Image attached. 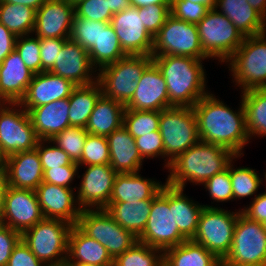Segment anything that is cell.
<instances>
[{"mask_svg":"<svg viewBox=\"0 0 266 266\" xmlns=\"http://www.w3.org/2000/svg\"><path fill=\"white\" fill-rule=\"evenodd\" d=\"M169 108V96L165 79L152 62L143 72L131 99L125 109L161 111Z\"/></svg>","mask_w":266,"mask_h":266,"instance_id":"obj_21","label":"cell"},{"mask_svg":"<svg viewBox=\"0 0 266 266\" xmlns=\"http://www.w3.org/2000/svg\"><path fill=\"white\" fill-rule=\"evenodd\" d=\"M7 266H46L21 239L14 247Z\"/></svg>","mask_w":266,"mask_h":266,"instance_id":"obj_54","label":"cell"},{"mask_svg":"<svg viewBox=\"0 0 266 266\" xmlns=\"http://www.w3.org/2000/svg\"><path fill=\"white\" fill-rule=\"evenodd\" d=\"M88 54L92 65L98 70L126 56L110 23L106 26H99L98 40Z\"/></svg>","mask_w":266,"mask_h":266,"instance_id":"obj_36","label":"cell"},{"mask_svg":"<svg viewBox=\"0 0 266 266\" xmlns=\"http://www.w3.org/2000/svg\"><path fill=\"white\" fill-rule=\"evenodd\" d=\"M4 168V158L0 155V172H3Z\"/></svg>","mask_w":266,"mask_h":266,"instance_id":"obj_64","label":"cell"},{"mask_svg":"<svg viewBox=\"0 0 266 266\" xmlns=\"http://www.w3.org/2000/svg\"><path fill=\"white\" fill-rule=\"evenodd\" d=\"M161 111H143L125 109L123 114V126L135 139L153 131L159 130Z\"/></svg>","mask_w":266,"mask_h":266,"instance_id":"obj_39","label":"cell"},{"mask_svg":"<svg viewBox=\"0 0 266 266\" xmlns=\"http://www.w3.org/2000/svg\"><path fill=\"white\" fill-rule=\"evenodd\" d=\"M68 39L42 38L40 39L41 72H49Z\"/></svg>","mask_w":266,"mask_h":266,"instance_id":"obj_51","label":"cell"},{"mask_svg":"<svg viewBox=\"0 0 266 266\" xmlns=\"http://www.w3.org/2000/svg\"><path fill=\"white\" fill-rule=\"evenodd\" d=\"M262 224H263V226H264L265 229H266V220H265Z\"/></svg>","mask_w":266,"mask_h":266,"instance_id":"obj_67","label":"cell"},{"mask_svg":"<svg viewBox=\"0 0 266 266\" xmlns=\"http://www.w3.org/2000/svg\"><path fill=\"white\" fill-rule=\"evenodd\" d=\"M234 161L229 164V174L232 184L233 199L239 200L248 196H253L259 190L263 182L255 169L248 167H236L234 169Z\"/></svg>","mask_w":266,"mask_h":266,"instance_id":"obj_40","label":"cell"},{"mask_svg":"<svg viewBox=\"0 0 266 266\" xmlns=\"http://www.w3.org/2000/svg\"><path fill=\"white\" fill-rule=\"evenodd\" d=\"M75 87L76 85L71 81L51 72L34 74L19 104L23 108H34L59 99L69 98Z\"/></svg>","mask_w":266,"mask_h":266,"instance_id":"obj_23","label":"cell"},{"mask_svg":"<svg viewBox=\"0 0 266 266\" xmlns=\"http://www.w3.org/2000/svg\"><path fill=\"white\" fill-rule=\"evenodd\" d=\"M204 188L214 202H227L233 200L232 184L229 174V166L224 171L215 174L204 182Z\"/></svg>","mask_w":266,"mask_h":266,"instance_id":"obj_48","label":"cell"},{"mask_svg":"<svg viewBox=\"0 0 266 266\" xmlns=\"http://www.w3.org/2000/svg\"><path fill=\"white\" fill-rule=\"evenodd\" d=\"M152 60L167 84L169 108L193 107L208 94L204 60L174 55L154 56Z\"/></svg>","mask_w":266,"mask_h":266,"instance_id":"obj_3","label":"cell"},{"mask_svg":"<svg viewBox=\"0 0 266 266\" xmlns=\"http://www.w3.org/2000/svg\"><path fill=\"white\" fill-rule=\"evenodd\" d=\"M152 62V56L126 55L100 68L97 70V81L102 94L125 105L133 96L144 70Z\"/></svg>","mask_w":266,"mask_h":266,"instance_id":"obj_7","label":"cell"},{"mask_svg":"<svg viewBox=\"0 0 266 266\" xmlns=\"http://www.w3.org/2000/svg\"><path fill=\"white\" fill-rule=\"evenodd\" d=\"M97 70L91 63L88 51L78 43L68 39L49 72L66 78L76 86H83L97 81Z\"/></svg>","mask_w":266,"mask_h":266,"instance_id":"obj_18","label":"cell"},{"mask_svg":"<svg viewBox=\"0 0 266 266\" xmlns=\"http://www.w3.org/2000/svg\"><path fill=\"white\" fill-rule=\"evenodd\" d=\"M6 185L17 189L36 190L43 182V169L36 149L17 152L4 159Z\"/></svg>","mask_w":266,"mask_h":266,"instance_id":"obj_22","label":"cell"},{"mask_svg":"<svg viewBox=\"0 0 266 266\" xmlns=\"http://www.w3.org/2000/svg\"><path fill=\"white\" fill-rule=\"evenodd\" d=\"M73 225L44 218L21 234L31 252L46 266L66 263L68 238Z\"/></svg>","mask_w":266,"mask_h":266,"instance_id":"obj_4","label":"cell"},{"mask_svg":"<svg viewBox=\"0 0 266 266\" xmlns=\"http://www.w3.org/2000/svg\"><path fill=\"white\" fill-rule=\"evenodd\" d=\"M233 111L223 101L209 92L192 107L197 118L199 140L229 149L237 156H243L245 144H249L245 109ZM237 111V112H236Z\"/></svg>","mask_w":266,"mask_h":266,"instance_id":"obj_1","label":"cell"},{"mask_svg":"<svg viewBox=\"0 0 266 266\" xmlns=\"http://www.w3.org/2000/svg\"><path fill=\"white\" fill-rule=\"evenodd\" d=\"M226 63L241 92L266 88V32L244 37Z\"/></svg>","mask_w":266,"mask_h":266,"instance_id":"obj_5","label":"cell"},{"mask_svg":"<svg viewBox=\"0 0 266 266\" xmlns=\"http://www.w3.org/2000/svg\"><path fill=\"white\" fill-rule=\"evenodd\" d=\"M77 226L89 237L100 242L115 259L127 251L138 238L117 224L106 209H84Z\"/></svg>","mask_w":266,"mask_h":266,"instance_id":"obj_14","label":"cell"},{"mask_svg":"<svg viewBox=\"0 0 266 266\" xmlns=\"http://www.w3.org/2000/svg\"><path fill=\"white\" fill-rule=\"evenodd\" d=\"M110 12L114 15L124 11L131 6L130 0H107Z\"/></svg>","mask_w":266,"mask_h":266,"instance_id":"obj_57","label":"cell"},{"mask_svg":"<svg viewBox=\"0 0 266 266\" xmlns=\"http://www.w3.org/2000/svg\"><path fill=\"white\" fill-rule=\"evenodd\" d=\"M44 219L35 190L5 187L0 222L23 233Z\"/></svg>","mask_w":266,"mask_h":266,"instance_id":"obj_15","label":"cell"},{"mask_svg":"<svg viewBox=\"0 0 266 266\" xmlns=\"http://www.w3.org/2000/svg\"><path fill=\"white\" fill-rule=\"evenodd\" d=\"M38 141L28 112L19 103L4 102L0 106V155L5 159L34 150Z\"/></svg>","mask_w":266,"mask_h":266,"instance_id":"obj_13","label":"cell"},{"mask_svg":"<svg viewBox=\"0 0 266 266\" xmlns=\"http://www.w3.org/2000/svg\"><path fill=\"white\" fill-rule=\"evenodd\" d=\"M166 185L136 173H118L109 202H138L153 199Z\"/></svg>","mask_w":266,"mask_h":266,"instance_id":"obj_28","label":"cell"},{"mask_svg":"<svg viewBox=\"0 0 266 266\" xmlns=\"http://www.w3.org/2000/svg\"><path fill=\"white\" fill-rule=\"evenodd\" d=\"M184 189L169 186V207H174V222L189 240L195 236L200 214L204 208L183 193Z\"/></svg>","mask_w":266,"mask_h":266,"instance_id":"obj_32","label":"cell"},{"mask_svg":"<svg viewBox=\"0 0 266 266\" xmlns=\"http://www.w3.org/2000/svg\"><path fill=\"white\" fill-rule=\"evenodd\" d=\"M239 211L231 212L213 205H204L193 241L214 253L221 261L229 253Z\"/></svg>","mask_w":266,"mask_h":266,"instance_id":"obj_11","label":"cell"},{"mask_svg":"<svg viewBox=\"0 0 266 266\" xmlns=\"http://www.w3.org/2000/svg\"><path fill=\"white\" fill-rule=\"evenodd\" d=\"M36 10L0 0V23L16 36L33 34L35 28Z\"/></svg>","mask_w":266,"mask_h":266,"instance_id":"obj_37","label":"cell"},{"mask_svg":"<svg viewBox=\"0 0 266 266\" xmlns=\"http://www.w3.org/2000/svg\"><path fill=\"white\" fill-rule=\"evenodd\" d=\"M163 266H222V261L189 239L163 252Z\"/></svg>","mask_w":266,"mask_h":266,"instance_id":"obj_31","label":"cell"},{"mask_svg":"<svg viewBox=\"0 0 266 266\" xmlns=\"http://www.w3.org/2000/svg\"><path fill=\"white\" fill-rule=\"evenodd\" d=\"M21 240V233L0 223V266H7L14 247Z\"/></svg>","mask_w":266,"mask_h":266,"instance_id":"obj_53","label":"cell"},{"mask_svg":"<svg viewBox=\"0 0 266 266\" xmlns=\"http://www.w3.org/2000/svg\"><path fill=\"white\" fill-rule=\"evenodd\" d=\"M76 200L84 209H105L108 206L113 184L118 174L110 164L86 166Z\"/></svg>","mask_w":266,"mask_h":266,"instance_id":"obj_17","label":"cell"},{"mask_svg":"<svg viewBox=\"0 0 266 266\" xmlns=\"http://www.w3.org/2000/svg\"><path fill=\"white\" fill-rule=\"evenodd\" d=\"M33 75L14 49L0 64V101L19 103Z\"/></svg>","mask_w":266,"mask_h":266,"instance_id":"obj_24","label":"cell"},{"mask_svg":"<svg viewBox=\"0 0 266 266\" xmlns=\"http://www.w3.org/2000/svg\"><path fill=\"white\" fill-rule=\"evenodd\" d=\"M215 9L224 14L244 37L266 32V19L247 0H215Z\"/></svg>","mask_w":266,"mask_h":266,"instance_id":"obj_29","label":"cell"},{"mask_svg":"<svg viewBox=\"0 0 266 266\" xmlns=\"http://www.w3.org/2000/svg\"><path fill=\"white\" fill-rule=\"evenodd\" d=\"M159 131L164 143V167L199 141L197 118L192 107L161 110ZM166 158V159H165Z\"/></svg>","mask_w":266,"mask_h":266,"instance_id":"obj_6","label":"cell"},{"mask_svg":"<svg viewBox=\"0 0 266 266\" xmlns=\"http://www.w3.org/2000/svg\"><path fill=\"white\" fill-rule=\"evenodd\" d=\"M79 165H65L60 168L43 169V182L72 188L71 183L78 176Z\"/></svg>","mask_w":266,"mask_h":266,"instance_id":"obj_52","label":"cell"},{"mask_svg":"<svg viewBox=\"0 0 266 266\" xmlns=\"http://www.w3.org/2000/svg\"><path fill=\"white\" fill-rule=\"evenodd\" d=\"M187 56L205 60L196 24L175 18L170 14L154 36L151 56Z\"/></svg>","mask_w":266,"mask_h":266,"instance_id":"obj_12","label":"cell"},{"mask_svg":"<svg viewBox=\"0 0 266 266\" xmlns=\"http://www.w3.org/2000/svg\"><path fill=\"white\" fill-rule=\"evenodd\" d=\"M79 167L110 164L109 145L106 136L87 134Z\"/></svg>","mask_w":266,"mask_h":266,"instance_id":"obj_42","label":"cell"},{"mask_svg":"<svg viewBox=\"0 0 266 266\" xmlns=\"http://www.w3.org/2000/svg\"><path fill=\"white\" fill-rule=\"evenodd\" d=\"M75 16L93 21L110 23L113 14L107 0H80L74 4Z\"/></svg>","mask_w":266,"mask_h":266,"instance_id":"obj_46","label":"cell"},{"mask_svg":"<svg viewBox=\"0 0 266 266\" xmlns=\"http://www.w3.org/2000/svg\"><path fill=\"white\" fill-rule=\"evenodd\" d=\"M152 199L136 202H109L105 208L114 221L138 237L146 226Z\"/></svg>","mask_w":266,"mask_h":266,"instance_id":"obj_33","label":"cell"},{"mask_svg":"<svg viewBox=\"0 0 266 266\" xmlns=\"http://www.w3.org/2000/svg\"><path fill=\"white\" fill-rule=\"evenodd\" d=\"M6 187V180L3 172H0V215L3 208V193ZM1 223V222H0Z\"/></svg>","mask_w":266,"mask_h":266,"instance_id":"obj_61","label":"cell"},{"mask_svg":"<svg viewBox=\"0 0 266 266\" xmlns=\"http://www.w3.org/2000/svg\"><path fill=\"white\" fill-rule=\"evenodd\" d=\"M133 7H146L151 4H172V0H130Z\"/></svg>","mask_w":266,"mask_h":266,"instance_id":"obj_59","label":"cell"},{"mask_svg":"<svg viewBox=\"0 0 266 266\" xmlns=\"http://www.w3.org/2000/svg\"><path fill=\"white\" fill-rule=\"evenodd\" d=\"M195 4H202L207 6L209 9H215V0H185Z\"/></svg>","mask_w":266,"mask_h":266,"instance_id":"obj_62","label":"cell"},{"mask_svg":"<svg viewBox=\"0 0 266 266\" xmlns=\"http://www.w3.org/2000/svg\"><path fill=\"white\" fill-rule=\"evenodd\" d=\"M101 95L102 88L98 81L76 86L69 97L70 126L86 128L90 115Z\"/></svg>","mask_w":266,"mask_h":266,"instance_id":"obj_34","label":"cell"},{"mask_svg":"<svg viewBox=\"0 0 266 266\" xmlns=\"http://www.w3.org/2000/svg\"><path fill=\"white\" fill-rule=\"evenodd\" d=\"M223 266H266V229L245 216L241 209L235 224L232 246Z\"/></svg>","mask_w":266,"mask_h":266,"instance_id":"obj_8","label":"cell"},{"mask_svg":"<svg viewBox=\"0 0 266 266\" xmlns=\"http://www.w3.org/2000/svg\"><path fill=\"white\" fill-rule=\"evenodd\" d=\"M7 3L20 4L38 10L47 0H3Z\"/></svg>","mask_w":266,"mask_h":266,"instance_id":"obj_58","label":"cell"},{"mask_svg":"<svg viewBox=\"0 0 266 266\" xmlns=\"http://www.w3.org/2000/svg\"><path fill=\"white\" fill-rule=\"evenodd\" d=\"M74 5L69 0H47L36 10L34 36L70 39Z\"/></svg>","mask_w":266,"mask_h":266,"instance_id":"obj_19","label":"cell"},{"mask_svg":"<svg viewBox=\"0 0 266 266\" xmlns=\"http://www.w3.org/2000/svg\"><path fill=\"white\" fill-rule=\"evenodd\" d=\"M67 264H69L70 266H97L89 263H67Z\"/></svg>","mask_w":266,"mask_h":266,"instance_id":"obj_63","label":"cell"},{"mask_svg":"<svg viewBox=\"0 0 266 266\" xmlns=\"http://www.w3.org/2000/svg\"><path fill=\"white\" fill-rule=\"evenodd\" d=\"M108 23L79 18L74 15L70 39L89 51L98 40L99 26Z\"/></svg>","mask_w":266,"mask_h":266,"instance_id":"obj_43","label":"cell"},{"mask_svg":"<svg viewBox=\"0 0 266 266\" xmlns=\"http://www.w3.org/2000/svg\"><path fill=\"white\" fill-rule=\"evenodd\" d=\"M171 14L179 19L192 24H198L210 10L202 4H195L185 0H172Z\"/></svg>","mask_w":266,"mask_h":266,"instance_id":"obj_49","label":"cell"},{"mask_svg":"<svg viewBox=\"0 0 266 266\" xmlns=\"http://www.w3.org/2000/svg\"><path fill=\"white\" fill-rule=\"evenodd\" d=\"M113 266H163V251L137 241L114 259Z\"/></svg>","mask_w":266,"mask_h":266,"instance_id":"obj_38","label":"cell"},{"mask_svg":"<svg viewBox=\"0 0 266 266\" xmlns=\"http://www.w3.org/2000/svg\"><path fill=\"white\" fill-rule=\"evenodd\" d=\"M69 107V98H64L39 107L24 109L29 114L39 140H51L56 134L70 127Z\"/></svg>","mask_w":266,"mask_h":266,"instance_id":"obj_25","label":"cell"},{"mask_svg":"<svg viewBox=\"0 0 266 266\" xmlns=\"http://www.w3.org/2000/svg\"><path fill=\"white\" fill-rule=\"evenodd\" d=\"M75 188L42 182L35 191L44 218L59 219L77 225L82 209L76 200Z\"/></svg>","mask_w":266,"mask_h":266,"instance_id":"obj_20","label":"cell"},{"mask_svg":"<svg viewBox=\"0 0 266 266\" xmlns=\"http://www.w3.org/2000/svg\"><path fill=\"white\" fill-rule=\"evenodd\" d=\"M247 2L266 19V0H247Z\"/></svg>","mask_w":266,"mask_h":266,"instance_id":"obj_60","label":"cell"},{"mask_svg":"<svg viewBox=\"0 0 266 266\" xmlns=\"http://www.w3.org/2000/svg\"><path fill=\"white\" fill-rule=\"evenodd\" d=\"M138 241L163 252L188 240L174 222V207H169V185L152 199L150 214Z\"/></svg>","mask_w":266,"mask_h":266,"instance_id":"obj_10","label":"cell"},{"mask_svg":"<svg viewBox=\"0 0 266 266\" xmlns=\"http://www.w3.org/2000/svg\"><path fill=\"white\" fill-rule=\"evenodd\" d=\"M17 36L0 23V64L15 49Z\"/></svg>","mask_w":266,"mask_h":266,"instance_id":"obj_56","label":"cell"},{"mask_svg":"<svg viewBox=\"0 0 266 266\" xmlns=\"http://www.w3.org/2000/svg\"><path fill=\"white\" fill-rule=\"evenodd\" d=\"M29 35L17 36L15 49L26 67L34 74L41 73L40 38Z\"/></svg>","mask_w":266,"mask_h":266,"instance_id":"obj_44","label":"cell"},{"mask_svg":"<svg viewBox=\"0 0 266 266\" xmlns=\"http://www.w3.org/2000/svg\"><path fill=\"white\" fill-rule=\"evenodd\" d=\"M172 4H151L146 7H138V14L144 27L154 37L159 29L165 24L167 17L171 14Z\"/></svg>","mask_w":266,"mask_h":266,"instance_id":"obj_47","label":"cell"},{"mask_svg":"<svg viewBox=\"0 0 266 266\" xmlns=\"http://www.w3.org/2000/svg\"><path fill=\"white\" fill-rule=\"evenodd\" d=\"M196 26L203 52L220 63L227 62L244 39L236 26L216 9H210Z\"/></svg>","mask_w":266,"mask_h":266,"instance_id":"obj_9","label":"cell"},{"mask_svg":"<svg viewBox=\"0 0 266 266\" xmlns=\"http://www.w3.org/2000/svg\"><path fill=\"white\" fill-rule=\"evenodd\" d=\"M250 204L241 209V212L251 220L263 223L266 220V194H256Z\"/></svg>","mask_w":266,"mask_h":266,"instance_id":"obj_55","label":"cell"},{"mask_svg":"<svg viewBox=\"0 0 266 266\" xmlns=\"http://www.w3.org/2000/svg\"><path fill=\"white\" fill-rule=\"evenodd\" d=\"M124 110L125 105L102 94L90 115L86 131L107 137L123 125Z\"/></svg>","mask_w":266,"mask_h":266,"instance_id":"obj_30","label":"cell"},{"mask_svg":"<svg viewBox=\"0 0 266 266\" xmlns=\"http://www.w3.org/2000/svg\"><path fill=\"white\" fill-rule=\"evenodd\" d=\"M135 142L143 160L159 156L164 159V143L159 130L137 137Z\"/></svg>","mask_w":266,"mask_h":266,"instance_id":"obj_50","label":"cell"},{"mask_svg":"<svg viewBox=\"0 0 266 266\" xmlns=\"http://www.w3.org/2000/svg\"><path fill=\"white\" fill-rule=\"evenodd\" d=\"M110 166L117 173L140 172L144 161L138 151L135 139L122 125L107 136Z\"/></svg>","mask_w":266,"mask_h":266,"instance_id":"obj_26","label":"cell"},{"mask_svg":"<svg viewBox=\"0 0 266 266\" xmlns=\"http://www.w3.org/2000/svg\"><path fill=\"white\" fill-rule=\"evenodd\" d=\"M110 24L126 55L151 56L154 37L144 27L137 7L114 14Z\"/></svg>","mask_w":266,"mask_h":266,"instance_id":"obj_16","label":"cell"},{"mask_svg":"<svg viewBox=\"0 0 266 266\" xmlns=\"http://www.w3.org/2000/svg\"><path fill=\"white\" fill-rule=\"evenodd\" d=\"M241 94L250 140L252 136H266V88L250 89Z\"/></svg>","mask_w":266,"mask_h":266,"instance_id":"obj_35","label":"cell"},{"mask_svg":"<svg viewBox=\"0 0 266 266\" xmlns=\"http://www.w3.org/2000/svg\"><path fill=\"white\" fill-rule=\"evenodd\" d=\"M69 1L74 5L75 3H77L80 0H69Z\"/></svg>","mask_w":266,"mask_h":266,"instance_id":"obj_65","label":"cell"},{"mask_svg":"<svg viewBox=\"0 0 266 266\" xmlns=\"http://www.w3.org/2000/svg\"><path fill=\"white\" fill-rule=\"evenodd\" d=\"M87 134L85 128L70 126L56 134L51 141L68 154L73 162L78 163L81 159Z\"/></svg>","mask_w":266,"mask_h":266,"instance_id":"obj_41","label":"cell"},{"mask_svg":"<svg viewBox=\"0 0 266 266\" xmlns=\"http://www.w3.org/2000/svg\"><path fill=\"white\" fill-rule=\"evenodd\" d=\"M237 156L222 146L198 141L195 145L180 154L168 167L170 174L166 184L184 189L186 182L200 185L210 177L228 168Z\"/></svg>","mask_w":266,"mask_h":266,"instance_id":"obj_2","label":"cell"},{"mask_svg":"<svg viewBox=\"0 0 266 266\" xmlns=\"http://www.w3.org/2000/svg\"><path fill=\"white\" fill-rule=\"evenodd\" d=\"M66 263L113 266L114 259L100 242L89 237L77 225H73L68 238Z\"/></svg>","mask_w":266,"mask_h":266,"instance_id":"obj_27","label":"cell"},{"mask_svg":"<svg viewBox=\"0 0 266 266\" xmlns=\"http://www.w3.org/2000/svg\"><path fill=\"white\" fill-rule=\"evenodd\" d=\"M35 149L40 156L42 169L60 168L65 165H78L51 140H39Z\"/></svg>","mask_w":266,"mask_h":266,"instance_id":"obj_45","label":"cell"},{"mask_svg":"<svg viewBox=\"0 0 266 266\" xmlns=\"http://www.w3.org/2000/svg\"><path fill=\"white\" fill-rule=\"evenodd\" d=\"M53 266H70V265L67 264V263H64V264H61V265H53Z\"/></svg>","mask_w":266,"mask_h":266,"instance_id":"obj_66","label":"cell"}]
</instances>
